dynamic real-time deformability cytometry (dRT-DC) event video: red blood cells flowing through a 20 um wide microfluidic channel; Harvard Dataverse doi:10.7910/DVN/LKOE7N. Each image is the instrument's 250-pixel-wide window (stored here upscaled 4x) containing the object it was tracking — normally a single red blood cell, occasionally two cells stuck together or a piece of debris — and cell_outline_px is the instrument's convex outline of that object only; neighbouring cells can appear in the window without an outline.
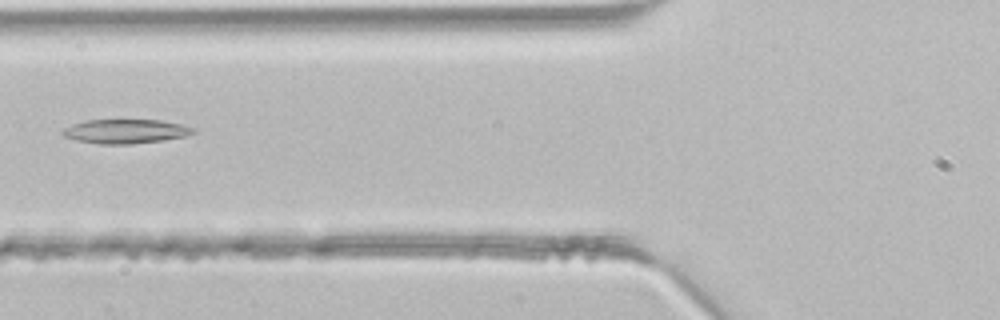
{"species": "common noctule bat (a hibernating species)", "species_latin": "Nyctalus noctula", "temperature_condition": "room temperature", "stored_images_in_passage": 43, "camera_frame_rate_fps": 3000, "um_per_image_px": 0.085, "animal": {"sex": "male", "body_mass_g": 21.5, "forearm_length_mm": 52.0}, "frame": {"image": 1, "passage_image": 17, "time_ms": 5.333, "image_size_px": [1000, 320], "cell_outline_px": [[196, 132], [184, 136], [164, 140], [132, 144], [100, 144], [76, 140], [64, 136], [60, 132], [64, 128], [72, 124], [88, 120], [160, 120], [180, 124], [196, 128]], "centroid_in_image_um": [10.67, 11.16], "position_along_channel_um": 115.1, "area_um2": 18.38}}
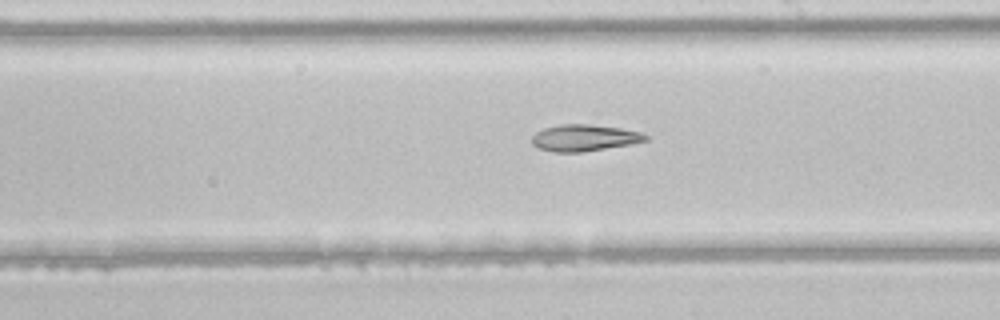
{"frame": {"image": 2, "passage_image": 25, "time_ms": 8.0, "image_size_px": [1000, 320], "cell_outline_px": [[648, 140], [632, 144], [580, 152], [552, 152], [540, 148], [532, 144], [532, 136], [536, 132], [544, 128], [560, 124], [588, 124], [620, 128], [640, 132], [648, 136]], "centroid_in_image_um": [49.66, 11.71], "position_along_channel_um": 239.3, "area_um2": 17.51}}
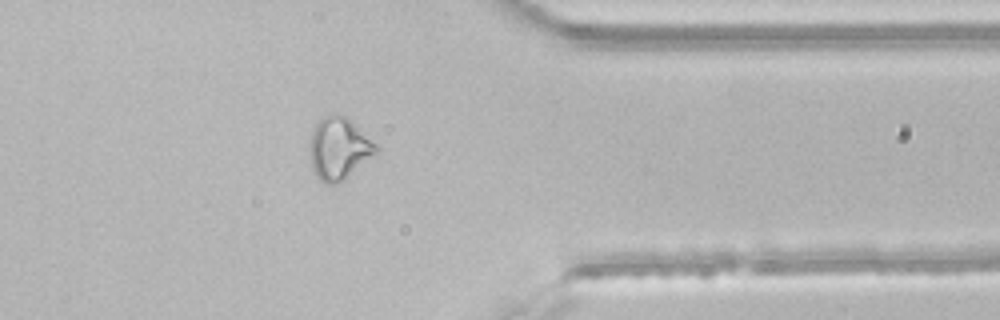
{"frame": {"image": 3, "passage_image": 35, "time_ms": 11.333, "image_size_px": [1000, 320], "cell_outline_px": [[380, 148], [376, 152], [340, 180], [332, 184], [324, 184], [316, 176], [312, 168], [312, 132], [316, 124], [328, 112], [336, 112], [344, 116], [376, 144]], "centroid_in_image_um": [28.78, 12.57], "position_along_channel_um": 382.6, "area_um2": 22.77}}